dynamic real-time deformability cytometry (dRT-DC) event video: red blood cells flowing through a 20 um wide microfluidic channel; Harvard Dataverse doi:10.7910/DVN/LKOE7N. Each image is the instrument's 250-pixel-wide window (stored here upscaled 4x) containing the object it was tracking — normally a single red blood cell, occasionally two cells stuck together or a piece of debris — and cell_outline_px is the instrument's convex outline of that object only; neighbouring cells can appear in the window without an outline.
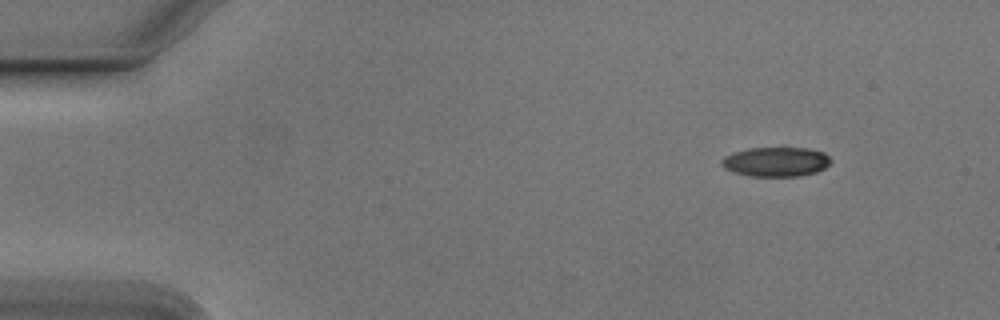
{"species": "Egyptian fruit bat (a non-hibernating species)", "species_latin": "Rousettus aegyptiacus", "temperature_condition": "cold", "stored_images_in_passage": 51, "camera_frame_rate_fps": 3000, "um_per_image_px": 0.085, "animal": {"sex": "male"}, "frame": {"image": 1, "passage_image": 3, "time_ms": 0.667, "image_size_px": [1000, 320], "cell_outline_px": [[832, 160], [824, 168], [816, 172], [796, 176], [752, 176], [732, 172], [724, 168], [720, 164], [720, 160], [724, 156], [748, 148], [808, 148], [824, 152]], "centroid_in_image_um": [65.93, 13.75], "position_along_channel_um": 19.1, "area_um2": 18.73}}
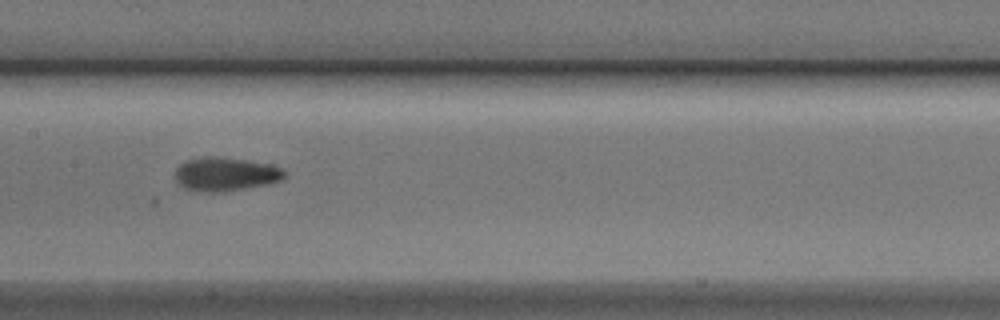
{"frame": {"image": 2, "passage_image": 24, "time_ms": 7.667, "image_size_px": [1000, 320], "cell_outline_px": [[284, 176], [280, 180], [268, 184], [224, 192], [200, 192], [184, 188], [176, 180], [176, 168], [180, 164], [188, 160], [204, 156], [212, 156], [248, 160], [272, 164], [280, 168], [284, 172]], "centroid_in_image_um": [19.15, 14.8], "position_along_channel_um": 188.2, "area_um2": 21.44}}
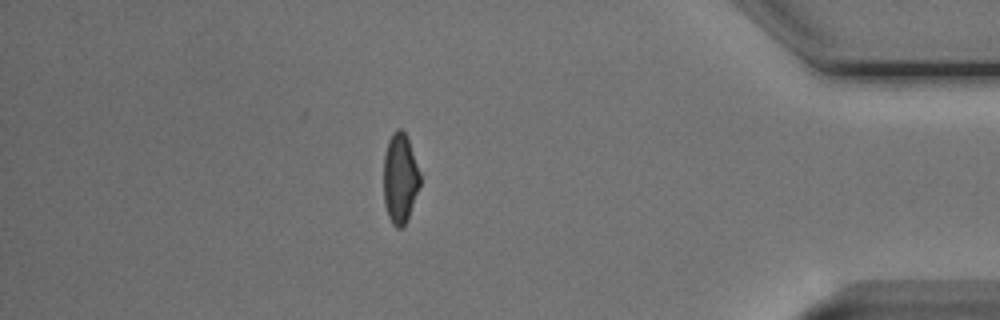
{"frame": {"image": 3, "passage_image": 44, "time_ms": 14.333, "image_size_px": [1000, 320], "cell_outline_px": [[420, 184], [408, 220], [400, 228], [396, 228], [392, 224], [388, 216], [384, 204], [384, 156], [388, 140], [400, 128], [408, 136], [420, 172]], "centroid_in_image_um": [34.01, 15.18], "position_along_channel_um": 401.2, "area_um2": 19.13}, "authors_computed_cell_mechanics": {"area_um2": 20.6346, "velocity_mm_per_s": 3.7885, "shape_relaxation_time_tau1_ms": 2.1178, "shape_relaxation_time_tau2_ms": null, "deformation_change_tau1": 0.108, "deformation_change_tau2": null}}